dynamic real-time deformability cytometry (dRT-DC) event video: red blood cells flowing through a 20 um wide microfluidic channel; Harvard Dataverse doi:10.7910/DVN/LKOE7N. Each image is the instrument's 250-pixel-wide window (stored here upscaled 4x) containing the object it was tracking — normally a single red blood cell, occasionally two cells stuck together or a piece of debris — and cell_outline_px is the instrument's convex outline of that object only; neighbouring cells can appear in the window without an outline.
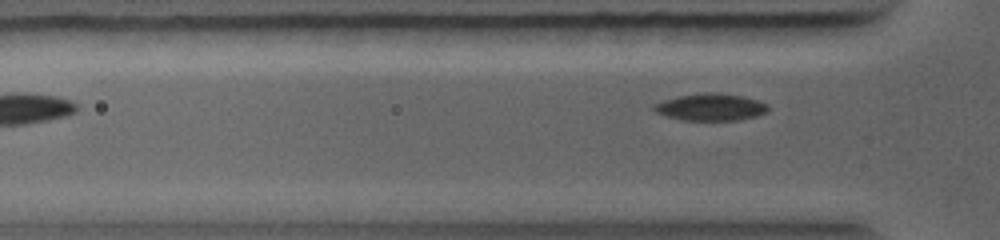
{"species": "common noctule bat (a hibernating species)", "species_latin": "Nyctalus noctula", "temperature_condition": "warm", "stored_images_in_passage": 45, "camera_frame_rate_fps": 5000, "um_per_image_px": 0.085, "animal": {"sex": "female", "body_mass_g": 19.0, "forearm_length_mm": 56.7}, "frame": {"image": 1, "passage_image": 13, "time_ms": 2.0, "image_size_px": [1000, 240], "cell_outline_px": [[768, 112], [756, 116], [740, 120], [684, 120], [668, 116], [656, 112], [652, 108], [652, 104], [664, 100], [680, 96], [700, 92], [720, 92], [744, 96], [768, 104]], "centroid_in_image_um": [60.43, 9.09], "position_along_channel_um": 65.4, "area_um2": 18.09}}
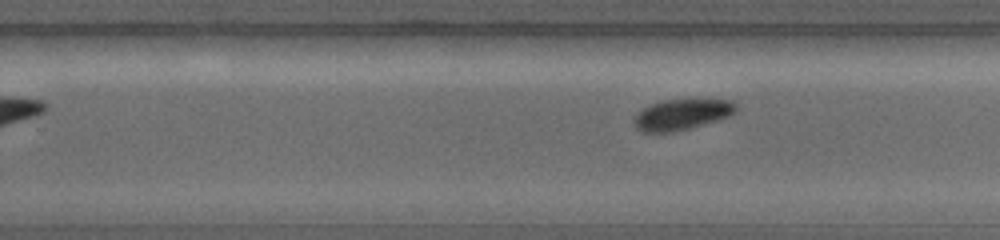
{"frame": {"image": 2, "passage_image": 30, "time_ms": 6.0, "image_size_px": [1000, 240], "cell_outline_px": [[736, 112], [728, 116], [716, 120], [688, 128], [672, 132], [644, 132], [636, 128], [632, 120], [644, 108], [660, 100], [688, 96], [732, 100], [736, 104]], "centroid_in_image_um": [57.99, 9.66], "position_along_channel_um": 271.8, "area_um2": 18.9}}
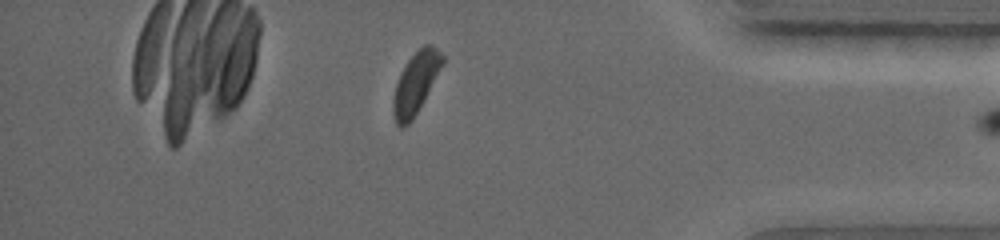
{"frame": {"image": 3, "passage_image": 44, "time_ms": 9.0, "image_size_px": [1000, 240], "cell_outline_px": [[444, 64], [412, 120], [404, 128], [400, 128], [396, 124], [392, 112], [392, 100], [396, 84], [400, 72], [408, 60], [424, 44], [432, 44], [444, 56]], "centroid_in_image_um": [35.32, 7.07], "position_along_channel_um": 399.9, "area_um2": 17.57}}